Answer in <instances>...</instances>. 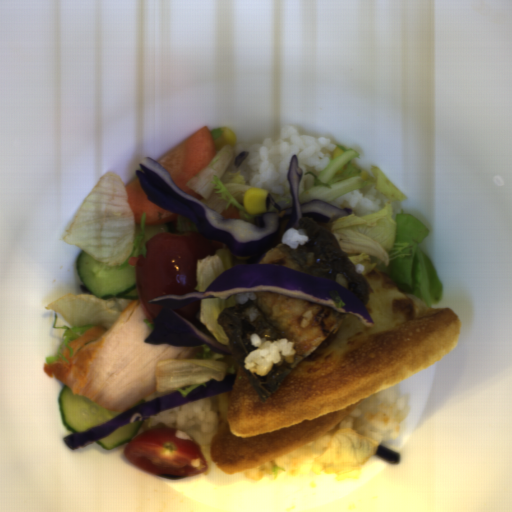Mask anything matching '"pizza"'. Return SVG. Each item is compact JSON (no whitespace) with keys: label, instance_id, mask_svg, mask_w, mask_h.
Listing matches in <instances>:
<instances>
[{"label":"pizza","instance_id":"pizza-1","mask_svg":"<svg viewBox=\"0 0 512 512\" xmlns=\"http://www.w3.org/2000/svg\"><path fill=\"white\" fill-rule=\"evenodd\" d=\"M367 327L352 314L266 398L258 395L231 345L220 361L235 375L230 391L211 398L218 428L212 463L224 474L286 455L338 425L366 397L427 369L456 345L462 323L452 308H434L373 268L364 275Z\"/></svg>","mask_w":512,"mask_h":512}]
</instances>
